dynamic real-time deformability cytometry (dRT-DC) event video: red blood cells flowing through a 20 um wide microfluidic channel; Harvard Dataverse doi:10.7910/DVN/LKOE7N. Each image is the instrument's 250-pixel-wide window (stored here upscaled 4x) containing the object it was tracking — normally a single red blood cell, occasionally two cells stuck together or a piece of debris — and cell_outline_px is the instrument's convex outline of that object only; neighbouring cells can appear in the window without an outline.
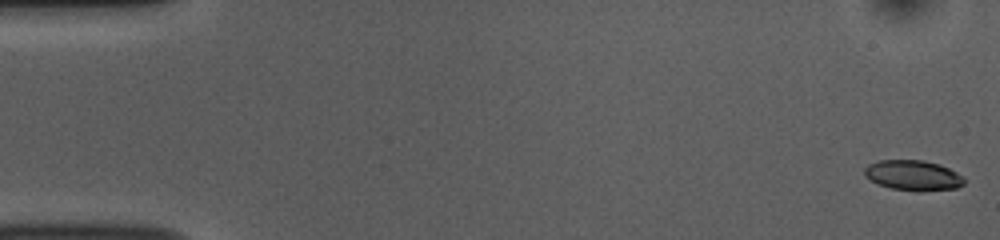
{"species": "common noctule bat (a hibernating species)", "species_latin": "Nyctalus noctula", "temperature_condition": "room temperature", "stored_images_in_passage": 53, "camera_frame_rate_fps": 3000, "um_per_image_px": 0.085, "animal": {"sex": "female", "body_mass_g": 10.0, "forearm_length_mm": 53.1}, "frame": {"image": 1, "passage_image": 1, "time_ms": 0.0, "image_size_px": [1000, 240], "cell_outline_px": [[964, 184], [956, 188], [920, 192], [892, 188], [880, 184], [864, 176], [864, 168], [868, 164], [880, 160], [924, 160], [940, 164], [964, 176]], "centroid_in_image_um": [77.64, 14.9], "position_along_channel_um": 7.4, "area_um2": 17.63}}
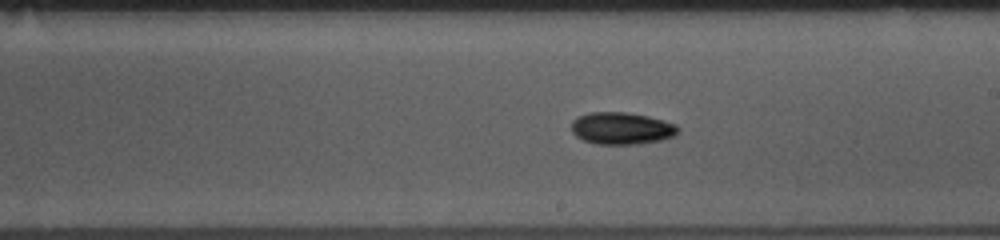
{"frame": {"image": 2, "passage_image": 30, "time_ms": 9.667, "image_size_px": [1000, 240], "cell_outline_px": [[680, 128], [676, 136], [660, 140], [640, 144], [596, 144], [584, 140], [576, 136], [572, 132], [572, 120], [576, 116], [588, 112], [624, 112], [648, 116], [664, 120], [676, 124]], "centroid_in_image_um": [52.84, 10.9], "position_along_channel_um": 236.2, "area_um2": 20.17}}
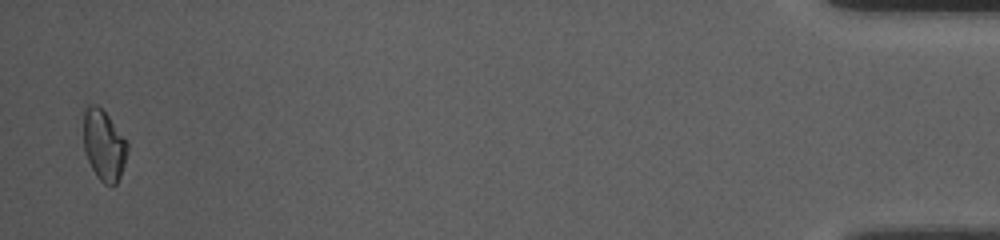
{"frame": {"image": 3, "passage_image": 52, "time_ms": 17.0, "image_size_px": [1000, 240], "cell_outline_px": [[128, 152], [120, 176], [116, 184], [112, 188], [104, 184], [96, 176], [88, 160], [84, 148], [84, 108], [88, 104], [96, 104], [108, 116], [128, 144]], "centroid_in_image_um": [8.82, 12.37], "position_along_channel_um": 426.4, "area_um2": 17.98}, "authors_computed_cell_mechanics": {"area_um2": 18.3804, "velocity_mm_per_s": 3.7869, "shape_relaxation_time_tau1_ms": 6.1693, "shape_relaxation_time_tau2_ms": null, "deformation_change_tau1": 0.1179, "deformation_change_tau2": null}}